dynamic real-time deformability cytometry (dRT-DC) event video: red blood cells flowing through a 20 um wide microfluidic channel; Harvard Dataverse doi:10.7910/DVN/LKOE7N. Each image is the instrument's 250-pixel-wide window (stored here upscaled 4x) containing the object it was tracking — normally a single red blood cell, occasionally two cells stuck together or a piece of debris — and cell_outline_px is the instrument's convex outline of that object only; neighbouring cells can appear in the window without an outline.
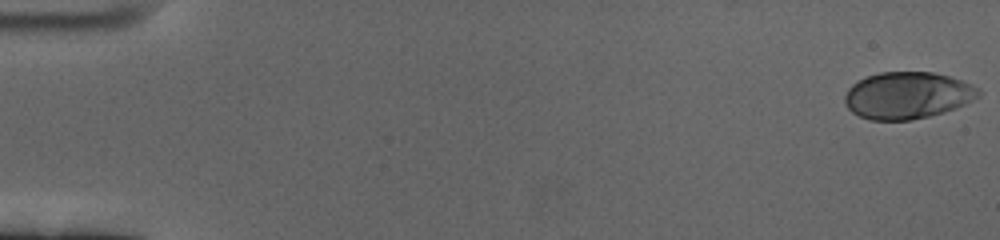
{"species": "human", "species_latin": "Homo sapiens", "temperature_condition": "cold", "stored_images_in_passage": 60, "camera_frame_rate_fps": 3000, "um_per_image_px": 0.085, "donor": {"sex": "female"}, "frame": {"image": 1, "passage_image": 1, "time_ms": 0.0, "image_size_px": [1000, 240], "cell_outline_px": [[980, 96], [956, 108], [944, 112], [912, 120], [868, 120], [852, 112], [844, 104], [844, 96], [848, 88], [856, 80], [880, 72], [932, 72], [948, 76], [972, 84], [980, 88]], "centroid_in_image_um": [77.11, 8.11], "position_along_channel_um": 7.9, "area_um2": 36.7}}
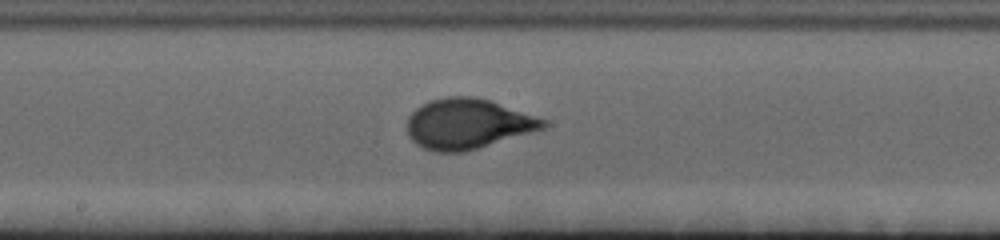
{"frame": {"image": 2, "passage_image": 33, "time_ms": 10.667, "image_size_px": [1000, 240], "cell_outline_px": [[548, 128], [464, 152], [432, 152], [416, 144], [408, 136], [408, 116], [420, 104], [428, 100], [448, 96], [472, 96], [488, 100], [548, 120]], "centroid_in_image_um": [39.76, 10.53], "position_along_channel_um": 208.4, "area_um2": 40.06}}
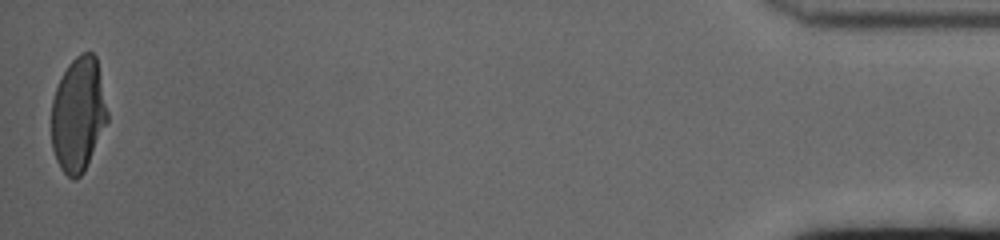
{"frame": {"image": 3, "passage_image": 60, "time_ms": 19.667, "image_size_px": [1000, 240], "cell_outline_px": [[108, 120], [84, 172], [76, 180], [72, 180], [60, 168], [56, 160], [52, 148], [52, 100], [56, 88], [68, 64], [80, 52], [92, 52], [96, 56], [108, 112]], "centroid_in_image_um": [6.65, 9.74], "position_along_channel_um": 428.6, "area_um2": 37.28}, "authors_computed_cell_mechanics": {"area_um2": 37.57, "velocity_mm_per_s": 3.3879, "shape_relaxation_time_tau1_ms": 3.2796, "shape_relaxation_time_tau2_ms": null, "deformation_change_tau1": 0.164, "deformation_change_tau2": null}}